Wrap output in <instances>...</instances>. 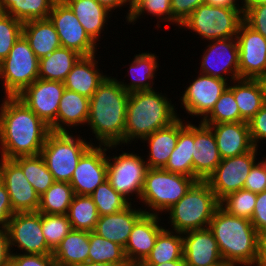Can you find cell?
Masks as SVG:
<instances>
[{"label": "cell", "mask_w": 266, "mask_h": 266, "mask_svg": "<svg viewBox=\"0 0 266 266\" xmlns=\"http://www.w3.org/2000/svg\"><path fill=\"white\" fill-rule=\"evenodd\" d=\"M50 128L18 97L0 105V156L15 159L40 154Z\"/></svg>", "instance_id": "cell-1"}, {"label": "cell", "mask_w": 266, "mask_h": 266, "mask_svg": "<svg viewBox=\"0 0 266 266\" xmlns=\"http://www.w3.org/2000/svg\"><path fill=\"white\" fill-rule=\"evenodd\" d=\"M129 92L118 79L107 76L89 99L87 127L94 135V145H119L123 149ZM98 141V142H96Z\"/></svg>", "instance_id": "cell-2"}, {"label": "cell", "mask_w": 266, "mask_h": 266, "mask_svg": "<svg viewBox=\"0 0 266 266\" xmlns=\"http://www.w3.org/2000/svg\"><path fill=\"white\" fill-rule=\"evenodd\" d=\"M168 95L157 90L130 92L127 102L124 146L138 143L155 131L170 126L179 118Z\"/></svg>", "instance_id": "cell-3"}, {"label": "cell", "mask_w": 266, "mask_h": 266, "mask_svg": "<svg viewBox=\"0 0 266 266\" xmlns=\"http://www.w3.org/2000/svg\"><path fill=\"white\" fill-rule=\"evenodd\" d=\"M208 228L224 260L237 266H256L257 231L250 220L230 215L219 206Z\"/></svg>", "instance_id": "cell-4"}, {"label": "cell", "mask_w": 266, "mask_h": 266, "mask_svg": "<svg viewBox=\"0 0 266 266\" xmlns=\"http://www.w3.org/2000/svg\"><path fill=\"white\" fill-rule=\"evenodd\" d=\"M220 206L219 200L206 181H197L189 191L164 214L169 215L166 228L185 233L207 228L214 212Z\"/></svg>", "instance_id": "cell-5"}, {"label": "cell", "mask_w": 266, "mask_h": 266, "mask_svg": "<svg viewBox=\"0 0 266 266\" xmlns=\"http://www.w3.org/2000/svg\"><path fill=\"white\" fill-rule=\"evenodd\" d=\"M197 181L183 174L159 168H148L140 196L141 201H139L143 203L141 207L144 213L161 216L175 205Z\"/></svg>", "instance_id": "cell-6"}, {"label": "cell", "mask_w": 266, "mask_h": 266, "mask_svg": "<svg viewBox=\"0 0 266 266\" xmlns=\"http://www.w3.org/2000/svg\"><path fill=\"white\" fill-rule=\"evenodd\" d=\"M71 132H50L40 152L54 181L69 182L79 159L94 143Z\"/></svg>", "instance_id": "cell-7"}, {"label": "cell", "mask_w": 266, "mask_h": 266, "mask_svg": "<svg viewBox=\"0 0 266 266\" xmlns=\"http://www.w3.org/2000/svg\"><path fill=\"white\" fill-rule=\"evenodd\" d=\"M243 11L244 7L211 6L204 3L191 13L180 28L191 30V33L194 31L202 41L236 37L243 22Z\"/></svg>", "instance_id": "cell-8"}, {"label": "cell", "mask_w": 266, "mask_h": 266, "mask_svg": "<svg viewBox=\"0 0 266 266\" xmlns=\"http://www.w3.org/2000/svg\"><path fill=\"white\" fill-rule=\"evenodd\" d=\"M39 59L23 35L0 63V78L4 97H17L39 78Z\"/></svg>", "instance_id": "cell-9"}, {"label": "cell", "mask_w": 266, "mask_h": 266, "mask_svg": "<svg viewBox=\"0 0 266 266\" xmlns=\"http://www.w3.org/2000/svg\"><path fill=\"white\" fill-rule=\"evenodd\" d=\"M113 156L107 155V180L115 191L130 203L140 201L148 165L145 156L135 152H124ZM135 195L136 198H130ZM137 199V200H132ZM133 201V202H132Z\"/></svg>", "instance_id": "cell-10"}, {"label": "cell", "mask_w": 266, "mask_h": 266, "mask_svg": "<svg viewBox=\"0 0 266 266\" xmlns=\"http://www.w3.org/2000/svg\"><path fill=\"white\" fill-rule=\"evenodd\" d=\"M6 231L11 253L17 250L21 254L50 255L53 252L45 241L42 232V213L38 211L14 213Z\"/></svg>", "instance_id": "cell-11"}, {"label": "cell", "mask_w": 266, "mask_h": 266, "mask_svg": "<svg viewBox=\"0 0 266 266\" xmlns=\"http://www.w3.org/2000/svg\"><path fill=\"white\" fill-rule=\"evenodd\" d=\"M207 43L201 55L198 73L226 80L229 83L240 79L239 48L236 37L210 40Z\"/></svg>", "instance_id": "cell-12"}, {"label": "cell", "mask_w": 266, "mask_h": 266, "mask_svg": "<svg viewBox=\"0 0 266 266\" xmlns=\"http://www.w3.org/2000/svg\"><path fill=\"white\" fill-rule=\"evenodd\" d=\"M58 33L61 47L75 50L82 56L97 54L96 44L85 32L78 18L64 0H56L49 14Z\"/></svg>", "instance_id": "cell-13"}, {"label": "cell", "mask_w": 266, "mask_h": 266, "mask_svg": "<svg viewBox=\"0 0 266 266\" xmlns=\"http://www.w3.org/2000/svg\"><path fill=\"white\" fill-rule=\"evenodd\" d=\"M258 153V148L255 147L242 155L221 159L206 180L219 201L227 194L243 189L251 168L258 162Z\"/></svg>", "instance_id": "cell-14"}, {"label": "cell", "mask_w": 266, "mask_h": 266, "mask_svg": "<svg viewBox=\"0 0 266 266\" xmlns=\"http://www.w3.org/2000/svg\"><path fill=\"white\" fill-rule=\"evenodd\" d=\"M118 145H92L79 159L73 172L70 185L77 195L90 196L94 190L107 180V151ZM113 149V150H112Z\"/></svg>", "instance_id": "cell-15"}, {"label": "cell", "mask_w": 266, "mask_h": 266, "mask_svg": "<svg viewBox=\"0 0 266 266\" xmlns=\"http://www.w3.org/2000/svg\"><path fill=\"white\" fill-rule=\"evenodd\" d=\"M228 85L226 80L199 73L181 92L184 93L179 99L180 106L192 118L200 117L201 122L211 112Z\"/></svg>", "instance_id": "cell-16"}, {"label": "cell", "mask_w": 266, "mask_h": 266, "mask_svg": "<svg viewBox=\"0 0 266 266\" xmlns=\"http://www.w3.org/2000/svg\"><path fill=\"white\" fill-rule=\"evenodd\" d=\"M239 48L240 79L266 77V38L249 27L244 21L236 36Z\"/></svg>", "instance_id": "cell-17"}, {"label": "cell", "mask_w": 266, "mask_h": 266, "mask_svg": "<svg viewBox=\"0 0 266 266\" xmlns=\"http://www.w3.org/2000/svg\"><path fill=\"white\" fill-rule=\"evenodd\" d=\"M0 181L7 188L15 213L38 211L40 196L13 159L0 157Z\"/></svg>", "instance_id": "cell-18"}, {"label": "cell", "mask_w": 266, "mask_h": 266, "mask_svg": "<svg viewBox=\"0 0 266 266\" xmlns=\"http://www.w3.org/2000/svg\"><path fill=\"white\" fill-rule=\"evenodd\" d=\"M64 90L63 82L38 78L17 97L50 127L56 121Z\"/></svg>", "instance_id": "cell-19"}, {"label": "cell", "mask_w": 266, "mask_h": 266, "mask_svg": "<svg viewBox=\"0 0 266 266\" xmlns=\"http://www.w3.org/2000/svg\"><path fill=\"white\" fill-rule=\"evenodd\" d=\"M162 218L144 213L134 224L127 244L125 257L129 264H141L155 246L158 234L165 228ZM161 223V224H160Z\"/></svg>", "instance_id": "cell-20"}, {"label": "cell", "mask_w": 266, "mask_h": 266, "mask_svg": "<svg viewBox=\"0 0 266 266\" xmlns=\"http://www.w3.org/2000/svg\"><path fill=\"white\" fill-rule=\"evenodd\" d=\"M183 258L187 266H211L223 260L217 241L207 228L182 233Z\"/></svg>", "instance_id": "cell-21"}, {"label": "cell", "mask_w": 266, "mask_h": 266, "mask_svg": "<svg viewBox=\"0 0 266 266\" xmlns=\"http://www.w3.org/2000/svg\"><path fill=\"white\" fill-rule=\"evenodd\" d=\"M194 125L193 178L206 181L221 162L213 131L199 121Z\"/></svg>", "instance_id": "cell-22"}, {"label": "cell", "mask_w": 266, "mask_h": 266, "mask_svg": "<svg viewBox=\"0 0 266 266\" xmlns=\"http://www.w3.org/2000/svg\"><path fill=\"white\" fill-rule=\"evenodd\" d=\"M204 125L213 131L221 159L242 155L255 148L246 121Z\"/></svg>", "instance_id": "cell-23"}, {"label": "cell", "mask_w": 266, "mask_h": 266, "mask_svg": "<svg viewBox=\"0 0 266 266\" xmlns=\"http://www.w3.org/2000/svg\"><path fill=\"white\" fill-rule=\"evenodd\" d=\"M81 56L64 80L66 89L91 98L98 86L108 76L98 68V55ZM98 60V61H97ZM101 70V71H100Z\"/></svg>", "instance_id": "cell-24"}, {"label": "cell", "mask_w": 266, "mask_h": 266, "mask_svg": "<svg viewBox=\"0 0 266 266\" xmlns=\"http://www.w3.org/2000/svg\"><path fill=\"white\" fill-rule=\"evenodd\" d=\"M135 205L131 203L118 213L99 216L94 232L124 248L134 224L144 214V210Z\"/></svg>", "instance_id": "cell-25"}, {"label": "cell", "mask_w": 266, "mask_h": 266, "mask_svg": "<svg viewBox=\"0 0 266 266\" xmlns=\"http://www.w3.org/2000/svg\"><path fill=\"white\" fill-rule=\"evenodd\" d=\"M88 117L89 98L65 88L56 121L49 128L51 132H74L76 127H85ZM70 127L74 128L73 131Z\"/></svg>", "instance_id": "cell-26"}, {"label": "cell", "mask_w": 266, "mask_h": 266, "mask_svg": "<svg viewBox=\"0 0 266 266\" xmlns=\"http://www.w3.org/2000/svg\"><path fill=\"white\" fill-rule=\"evenodd\" d=\"M72 9L80 24L84 27L85 32L96 43L103 37L101 34L106 33L107 22L112 17L111 11L96 0H64Z\"/></svg>", "instance_id": "cell-27"}, {"label": "cell", "mask_w": 266, "mask_h": 266, "mask_svg": "<svg viewBox=\"0 0 266 266\" xmlns=\"http://www.w3.org/2000/svg\"><path fill=\"white\" fill-rule=\"evenodd\" d=\"M184 119L178 118L176 146L163 169L193 178L194 124Z\"/></svg>", "instance_id": "cell-28"}, {"label": "cell", "mask_w": 266, "mask_h": 266, "mask_svg": "<svg viewBox=\"0 0 266 266\" xmlns=\"http://www.w3.org/2000/svg\"><path fill=\"white\" fill-rule=\"evenodd\" d=\"M133 57L127 71L129 73L130 82L127 83L122 79V81L118 80L119 84L129 93L134 91L154 90V80L156 79V72L159 68V61L157 59L159 56L155 53L146 51L140 52Z\"/></svg>", "instance_id": "cell-29"}, {"label": "cell", "mask_w": 266, "mask_h": 266, "mask_svg": "<svg viewBox=\"0 0 266 266\" xmlns=\"http://www.w3.org/2000/svg\"><path fill=\"white\" fill-rule=\"evenodd\" d=\"M22 35L38 59L61 47L58 33L49 18L24 22Z\"/></svg>", "instance_id": "cell-30"}, {"label": "cell", "mask_w": 266, "mask_h": 266, "mask_svg": "<svg viewBox=\"0 0 266 266\" xmlns=\"http://www.w3.org/2000/svg\"><path fill=\"white\" fill-rule=\"evenodd\" d=\"M178 139V119L170 126L157 130L153 134L145 137L141 142L148 143L149 151L145 159L148 168L163 169L172 151L175 149Z\"/></svg>", "instance_id": "cell-31"}, {"label": "cell", "mask_w": 266, "mask_h": 266, "mask_svg": "<svg viewBox=\"0 0 266 266\" xmlns=\"http://www.w3.org/2000/svg\"><path fill=\"white\" fill-rule=\"evenodd\" d=\"M228 88L234 93L240 116L246 122L265 104L261 79H237L229 83Z\"/></svg>", "instance_id": "cell-32"}, {"label": "cell", "mask_w": 266, "mask_h": 266, "mask_svg": "<svg viewBox=\"0 0 266 266\" xmlns=\"http://www.w3.org/2000/svg\"><path fill=\"white\" fill-rule=\"evenodd\" d=\"M89 232L71 230L52 252L58 266H79L88 261Z\"/></svg>", "instance_id": "cell-33"}, {"label": "cell", "mask_w": 266, "mask_h": 266, "mask_svg": "<svg viewBox=\"0 0 266 266\" xmlns=\"http://www.w3.org/2000/svg\"><path fill=\"white\" fill-rule=\"evenodd\" d=\"M75 50L60 47L48 56L39 59V78L64 82L74 64L81 57Z\"/></svg>", "instance_id": "cell-34"}, {"label": "cell", "mask_w": 266, "mask_h": 266, "mask_svg": "<svg viewBox=\"0 0 266 266\" xmlns=\"http://www.w3.org/2000/svg\"><path fill=\"white\" fill-rule=\"evenodd\" d=\"M165 228L158 234L155 246L141 264H162L183 257L182 233Z\"/></svg>", "instance_id": "cell-35"}, {"label": "cell", "mask_w": 266, "mask_h": 266, "mask_svg": "<svg viewBox=\"0 0 266 266\" xmlns=\"http://www.w3.org/2000/svg\"><path fill=\"white\" fill-rule=\"evenodd\" d=\"M56 0H0V12L21 22L48 19Z\"/></svg>", "instance_id": "cell-36"}, {"label": "cell", "mask_w": 266, "mask_h": 266, "mask_svg": "<svg viewBox=\"0 0 266 266\" xmlns=\"http://www.w3.org/2000/svg\"><path fill=\"white\" fill-rule=\"evenodd\" d=\"M72 230L94 231L99 214L90 196L75 194L67 213Z\"/></svg>", "instance_id": "cell-37"}, {"label": "cell", "mask_w": 266, "mask_h": 266, "mask_svg": "<svg viewBox=\"0 0 266 266\" xmlns=\"http://www.w3.org/2000/svg\"><path fill=\"white\" fill-rule=\"evenodd\" d=\"M22 169L26 179L39 196H42L55 182L40 154L13 159Z\"/></svg>", "instance_id": "cell-38"}, {"label": "cell", "mask_w": 266, "mask_h": 266, "mask_svg": "<svg viewBox=\"0 0 266 266\" xmlns=\"http://www.w3.org/2000/svg\"><path fill=\"white\" fill-rule=\"evenodd\" d=\"M74 196V190L69 182L55 181L50 188L40 196L38 212L42 214L67 215Z\"/></svg>", "instance_id": "cell-39"}, {"label": "cell", "mask_w": 266, "mask_h": 266, "mask_svg": "<svg viewBox=\"0 0 266 266\" xmlns=\"http://www.w3.org/2000/svg\"><path fill=\"white\" fill-rule=\"evenodd\" d=\"M88 261L97 263H112L120 266H128L124 248L117 243L111 242L94 231L89 232Z\"/></svg>", "instance_id": "cell-40"}, {"label": "cell", "mask_w": 266, "mask_h": 266, "mask_svg": "<svg viewBox=\"0 0 266 266\" xmlns=\"http://www.w3.org/2000/svg\"><path fill=\"white\" fill-rule=\"evenodd\" d=\"M90 197L96 205L99 216L118 213L131 204L113 189L108 180L100 184Z\"/></svg>", "instance_id": "cell-41"}, {"label": "cell", "mask_w": 266, "mask_h": 266, "mask_svg": "<svg viewBox=\"0 0 266 266\" xmlns=\"http://www.w3.org/2000/svg\"><path fill=\"white\" fill-rule=\"evenodd\" d=\"M245 121L234 99V93L227 87L211 112L201 121L203 124H218Z\"/></svg>", "instance_id": "cell-42"}, {"label": "cell", "mask_w": 266, "mask_h": 266, "mask_svg": "<svg viewBox=\"0 0 266 266\" xmlns=\"http://www.w3.org/2000/svg\"><path fill=\"white\" fill-rule=\"evenodd\" d=\"M257 193L241 189L222 198L220 207L233 216L251 220L256 205Z\"/></svg>", "instance_id": "cell-43"}, {"label": "cell", "mask_w": 266, "mask_h": 266, "mask_svg": "<svg viewBox=\"0 0 266 266\" xmlns=\"http://www.w3.org/2000/svg\"><path fill=\"white\" fill-rule=\"evenodd\" d=\"M71 230V223L67 215L42 214V232L47 246L52 251Z\"/></svg>", "instance_id": "cell-44"}, {"label": "cell", "mask_w": 266, "mask_h": 266, "mask_svg": "<svg viewBox=\"0 0 266 266\" xmlns=\"http://www.w3.org/2000/svg\"><path fill=\"white\" fill-rule=\"evenodd\" d=\"M146 13V14H145ZM152 15L157 20V28L161 29V23L172 24L171 0H145L138 6L126 21L129 25H135L137 19L143 18V15ZM142 16V17H141ZM161 22V23H160Z\"/></svg>", "instance_id": "cell-45"}, {"label": "cell", "mask_w": 266, "mask_h": 266, "mask_svg": "<svg viewBox=\"0 0 266 266\" xmlns=\"http://www.w3.org/2000/svg\"><path fill=\"white\" fill-rule=\"evenodd\" d=\"M23 22L0 12V63L7 57L15 42L22 35Z\"/></svg>", "instance_id": "cell-46"}, {"label": "cell", "mask_w": 266, "mask_h": 266, "mask_svg": "<svg viewBox=\"0 0 266 266\" xmlns=\"http://www.w3.org/2000/svg\"><path fill=\"white\" fill-rule=\"evenodd\" d=\"M243 21L266 38V3L246 7L243 11Z\"/></svg>", "instance_id": "cell-47"}, {"label": "cell", "mask_w": 266, "mask_h": 266, "mask_svg": "<svg viewBox=\"0 0 266 266\" xmlns=\"http://www.w3.org/2000/svg\"><path fill=\"white\" fill-rule=\"evenodd\" d=\"M205 0H171L172 25L178 26L191 15V13Z\"/></svg>", "instance_id": "cell-48"}, {"label": "cell", "mask_w": 266, "mask_h": 266, "mask_svg": "<svg viewBox=\"0 0 266 266\" xmlns=\"http://www.w3.org/2000/svg\"><path fill=\"white\" fill-rule=\"evenodd\" d=\"M10 266H58V264L52 254H21L16 251L11 254Z\"/></svg>", "instance_id": "cell-49"}, {"label": "cell", "mask_w": 266, "mask_h": 266, "mask_svg": "<svg viewBox=\"0 0 266 266\" xmlns=\"http://www.w3.org/2000/svg\"><path fill=\"white\" fill-rule=\"evenodd\" d=\"M243 189L261 193L266 190V165L263 160L260 159L256 162L245 180Z\"/></svg>", "instance_id": "cell-50"}, {"label": "cell", "mask_w": 266, "mask_h": 266, "mask_svg": "<svg viewBox=\"0 0 266 266\" xmlns=\"http://www.w3.org/2000/svg\"><path fill=\"white\" fill-rule=\"evenodd\" d=\"M247 123L253 145L260 148L259 143L266 142V104Z\"/></svg>", "instance_id": "cell-51"}, {"label": "cell", "mask_w": 266, "mask_h": 266, "mask_svg": "<svg viewBox=\"0 0 266 266\" xmlns=\"http://www.w3.org/2000/svg\"><path fill=\"white\" fill-rule=\"evenodd\" d=\"M250 221L256 231L266 229V190L257 193L256 205Z\"/></svg>", "instance_id": "cell-52"}, {"label": "cell", "mask_w": 266, "mask_h": 266, "mask_svg": "<svg viewBox=\"0 0 266 266\" xmlns=\"http://www.w3.org/2000/svg\"><path fill=\"white\" fill-rule=\"evenodd\" d=\"M14 213L7 188L0 181V229L7 228L8 222Z\"/></svg>", "instance_id": "cell-53"}, {"label": "cell", "mask_w": 266, "mask_h": 266, "mask_svg": "<svg viewBox=\"0 0 266 266\" xmlns=\"http://www.w3.org/2000/svg\"><path fill=\"white\" fill-rule=\"evenodd\" d=\"M10 243L6 229H0V266H10Z\"/></svg>", "instance_id": "cell-54"}, {"label": "cell", "mask_w": 266, "mask_h": 266, "mask_svg": "<svg viewBox=\"0 0 266 266\" xmlns=\"http://www.w3.org/2000/svg\"><path fill=\"white\" fill-rule=\"evenodd\" d=\"M256 266H266V229L257 231Z\"/></svg>", "instance_id": "cell-55"}, {"label": "cell", "mask_w": 266, "mask_h": 266, "mask_svg": "<svg viewBox=\"0 0 266 266\" xmlns=\"http://www.w3.org/2000/svg\"><path fill=\"white\" fill-rule=\"evenodd\" d=\"M205 3L209 4L211 6L244 7L242 0H205ZM239 3H241V4H239Z\"/></svg>", "instance_id": "cell-56"}, {"label": "cell", "mask_w": 266, "mask_h": 266, "mask_svg": "<svg viewBox=\"0 0 266 266\" xmlns=\"http://www.w3.org/2000/svg\"><path fill=\"white\" fill-rule=\"evenodd\" d=\"M101 5L105 6L109 11H113L117 8L125 7V0H96Z\"/></svg>", "instance_id": "cell-57"}, {"label": "cell", "mask_w": 266, "mask_h": 266, "mask_svg": "<svg viewBox=\"0 0 266 266\" xmlns=\"http://www.w3.org/2000/svg\"><path fill=\"white\" fill-rule=\"evenodd\" d=\"M144 1L145 0H125V6L129 8L126 12L127 14L125 15L126 21L129 19L130 14Z\"/></svg>", "instance_id": "cell-58"}, {"label": "cell", "mask_w": 266, "mask_h": 266, "mask_svg": "<svg viewBox=\"0 0 266 266\" xmlns=\"http://www.w3.org/2000/svg\"><path fill=\"white\" fill-rule=\"evenodd\" d=\"M140 265L141 266H187L183 257L176 261L164 262L162 264H140Z\"/></svg>", "instance_id": "cell-59"}, {"label": "cell", "mask_w": 266, "mask_h": 266, "mask_svg": "<svg viewBox=\"0 0 266 266\" xmlns=\"http://www.w3.org/2000/svg\"><path fill=\"white\" fill-rule=\"evenodd\" d=\"M79 266H120L112 263H97V262H90L87 261L84 264H81Z\"/></svg>", "instance_id": "cell-60"}, {"label": "cell", "mask_w": 266, "mask_h": 266, "mask_svg": "<svg viewBox=\"0 0 266 266\" xmlns=\"http://www.w3.org/2000/svg\"><path fill=\"white\" fill-rule=\"evenodd\" d=\"M244 9L248 7L251 4H257V3H266V0H242Z\"/></svg>", "instance_id": "cell-61"}, {"label": "cell", "mask_w": 266, "mask_h": 266, "mask_svg": "<svg viewBox=\"0 0 266 266\" xmlns=\"http://www.w3.org/2000/svg\"><path fill=\"white\" fill-rule=\"evenodd\" d=\"M211 266H237L235 263H232L230 261L221 260L218 263L211 265Z\"/></svg>", "instance_id": "cell-62"}, {"label": "cell", "mask_w": 266, "mask_h": 266, "mask_svg": "<svg viewBox=\"0 0 266 266\" xmlns=\"http://www.w3.org/2000/svg\"><path fill=\"white\" fill-rule=\"evenodd\" d=\"M263 88H264V97H265V104H266V77L261 79Z\"/></svg>", "instance_id": "cell-63"}, {"label": "cell", "mask_w": 266, "mask_h": 266, "mask_svg": "<svg viewBox=\"0 0 266 266\" xmlns=\"http://www.w3.org/2000/svg\"><path fill=\"white\" fill-rule=\"evenodd\" d=\"M128 266H141L140 264H129Z\"/></svg>", "instance_id": "cell-64"}, {"label": "cell", "mask_w": 266, "mask_h": 266, "mask_svg": "<svg viewBox=\"0 0 266 266\" xmlns=\"http://www.w3.org/2000/svg\"><path fill=\"white\" fill-rule=\"evenodd\" d=\"M262 160L265 162V165H266V156Z\"/></svg>", "instance_id": "cell-65"}]
</instances>
